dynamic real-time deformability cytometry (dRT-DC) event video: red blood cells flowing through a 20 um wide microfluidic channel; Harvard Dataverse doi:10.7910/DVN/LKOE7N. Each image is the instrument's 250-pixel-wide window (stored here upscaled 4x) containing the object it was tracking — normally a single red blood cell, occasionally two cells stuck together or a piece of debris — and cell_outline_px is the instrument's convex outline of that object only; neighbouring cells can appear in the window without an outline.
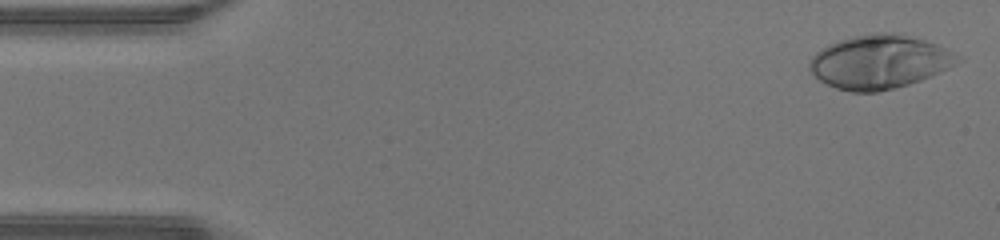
{"species": "human", "species_latin": "Homo sapiens", "temperature_condition": "warm", "stored_images_in_passage": 46, "camera_frame_rate_fps": 3000, "um_per_image_px": 0.085, "donor": {"sex": "male"}, "frame": {"image": 1, "passage_image": 1, "time_ms": 0.0, "image_size_px": [1000, 240], "cell_outline_px": [[964, 60], [948, 68], [920, 80], [896, 88], [876, 92], [852, 92], [836, 88], [820, 80], [808, 68], [808, 64], [812, 56], [820, 48], [828, 44], [852, 36], [872, 32], [900, 32], [936, 44], [944, 48]], "centroid_in_image_um": [74.73, 5.24], "position_along_channel_um": 10.3, "area_um2": 46.36}}
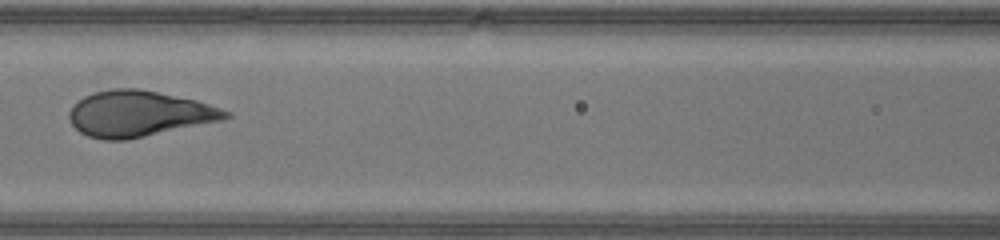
{"frame": {"image": 2, "passage_image": 20, "time_ms": 6.333, "image_size_px": [1000, 240], "cell_outline_px": [[232, 116], [224, 120], [124, 140], [104, 140], [88, 136], [80, 132], [68, 120], [68, 112], [72, 104], [84, 96], [96, 92], [112, 88], [140, 88], [196, 100], [232, 112]], "centroid_in_image_um": [11.79, 9.66], "position_along_channel_um": 154.8, "area_um2": 41.85}}
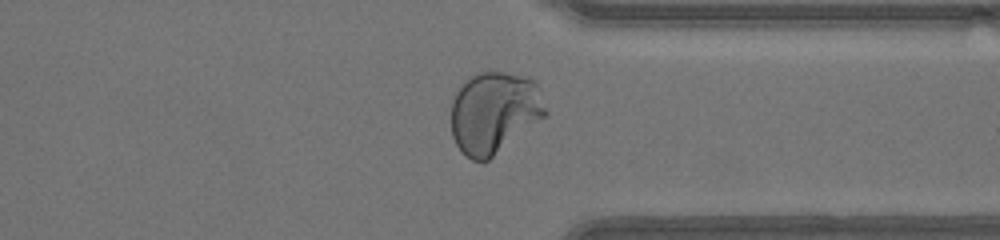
{"frame": {"image": 3, "passage_image": 35, "time_ms": 11.333, "image_size_px": [1000, 240], "cell_outline_px": [[548, 112], [544, 116], [488, 160], [472, 160], [464, 156], [456, 144], [452, 136], [452, 100], [460, 84], [468, 76], [488, 68], [528, 76], [536, 84]], "centroid_in_image_um": [41.97, 9.49], "position_along_channel_um": 369.4, "area_um2": 45.2}, "authors_computed_cell_mechanics": {"area_um2": 42.3385, "velocity_mm_per_s": 4.3436, "shape_relaxation_time_tau1_ms": 3.5873, "shape_relaxation_time_tau2_ms": null, "deformation_change_tau1": 0.2478, "deformation_change_tau2": null}}